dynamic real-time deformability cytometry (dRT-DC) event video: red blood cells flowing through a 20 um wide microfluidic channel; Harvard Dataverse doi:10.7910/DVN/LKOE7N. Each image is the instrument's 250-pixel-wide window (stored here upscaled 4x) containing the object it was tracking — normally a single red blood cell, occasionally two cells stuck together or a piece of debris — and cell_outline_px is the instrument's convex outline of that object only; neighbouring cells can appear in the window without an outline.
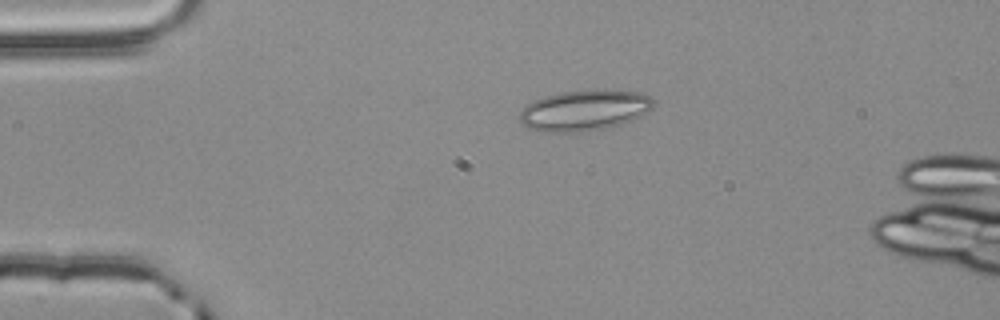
{"species": "common noctule bat (a hibernating species)", "species_latin": "Nyctalus noctula", "temperature_condition": "room temperature", "stored_images_in_passage": 45, "camera_frame_rate_fps": 3000, "um_per_image_px": 0.085, "animal": {"sex": "male", "body_mass_g": 20.4}, "frame": {"image": 1, "passage_image": 3, "time_ms": 0.667, "image_size_px": [1000, 320], "cell_outline_px": [[656, 104], [652, 108], [640, 116], [632, 120], [620, 124], [604, 128], [584, 132], [540, 132], [528, 128], [520, 120], [520, 112], [532, 100], [544, 96], [560, 92], [592, 88], [608, 88], [640, 92], [652, 96]], "centroid_in_image_um": [49.72, 9.34], "position_along_channel_um": 35.3, "area_um2": 32.54}}
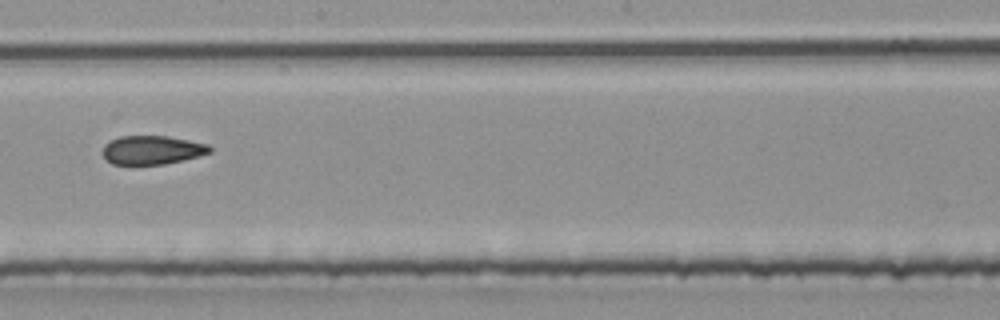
{"frame": {"image": 2, "passage_image": 22, "time_ms": 7.0, "image_size_px": [1000, 320], "cell_outline_px": [[212, 152], [184, 160], [164, 164], [112, 164], [104, 160], [100, 152], [104, 144], [120, 136], [168, 136], [208, 144], [212, 148]], "centroid_in_image_um": [12.89, 12.75], "position_along_channel_um": 235.3, "area_um2": 18.15}}
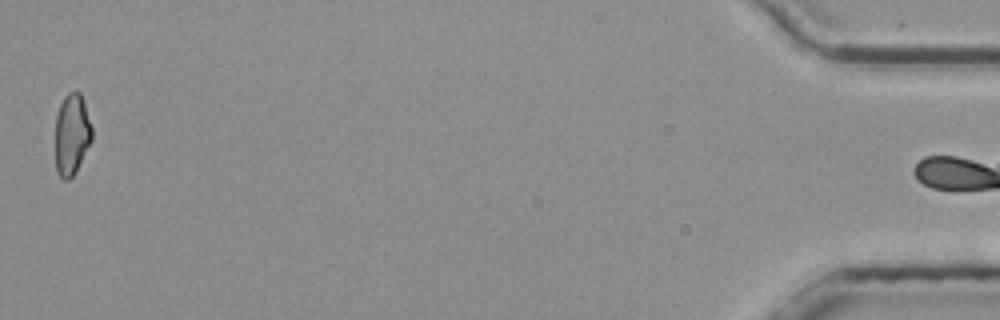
{"frame": {"image": 3, "passage_image": 45, "time_ms": 14.667, "image_size_px": [1000, 320], "cell_outline_px": [[92, 140], [76, 172], [68, 180], [64, 180], [56, 172], [56, 116], [60, 104], [64, 96], [68, 92], [80, 92], [84, 100], [92, 128]], "centroid_in_image_um": [6.11, 11.42], "position_along_channel_um": 429.1, "area_um2": 17.46}, "authors_computed_cell_mechanics": {"area_um2": 18.8428, "velocity_mm_per_s": 3.8361, "shape_relaxation_time_tau1_ms": null, "shape_relaxation_time_tau2_ms": 3.7602, "deformation_change_tau1": null, "deformation_change_tau2": 0.1056}}